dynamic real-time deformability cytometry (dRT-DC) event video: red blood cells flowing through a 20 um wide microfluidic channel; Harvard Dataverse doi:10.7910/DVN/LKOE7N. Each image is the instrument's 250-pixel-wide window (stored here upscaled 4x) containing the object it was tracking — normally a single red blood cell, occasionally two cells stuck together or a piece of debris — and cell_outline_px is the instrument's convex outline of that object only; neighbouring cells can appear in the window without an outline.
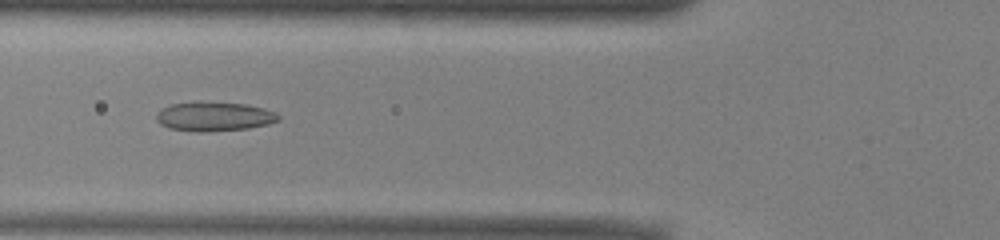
{"species": "common noctule bat (a hibernating species)", "species_latin": "Nyctalus noctula", "temperature_condition": "warm", "stored_images_in_passage": 40, "camera_frame_rate_fps": 3000, "um_per_image_px": 0.085, "animal": {"sex": "male", "body_mass_g": 13.0, "forearm_length_mm": 53.1}, "frame": {"image": 1, "passage_image": 7, "time_ms": 2.0, "image_size_px": [1000, 240], "cell_outline_px": [[280, 120], [268, 124], [248, 128], [204, 132], [196, 132], [168, 128], [160, 124], [156, 120], [156, 112], [160, 108], [168, 104], [200, 100], [248, 104], [264, 108], [276, 112], [280, 116]], "centroid_in_image_um": [18.16, 9.87], "position_along_channel_um": 107.6, "area_um2": 21.5}}
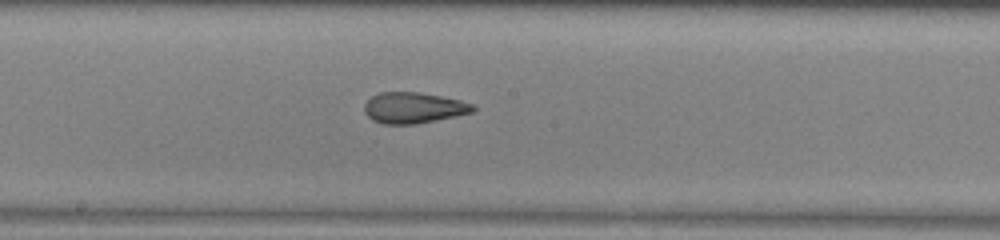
{"frame": {"image": 2, "passage_image": 15, "time_ms": 4.667, "image_size_px": [1000, 240], "cell_outline_px": [[476, 112], [416, 124], [384, 124], [372, 120], [364, 112], [364, 104], [372, 96], [380, 92], [416, 92], [440, 96], [460, 100], [472, 104], [476, 108]], "centroid_in_image_um": [35.16, 9.17], "position_along_channel_um": 213.0, "area_um2": 19.59}}
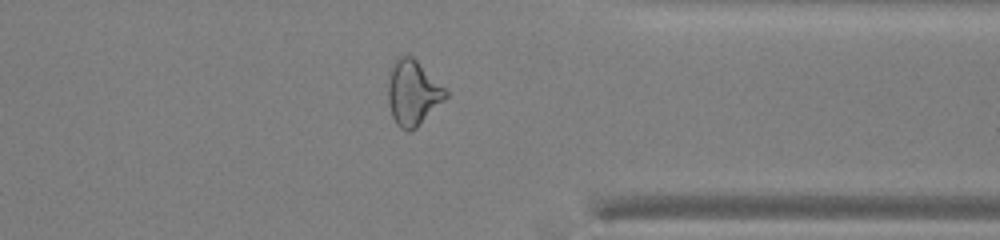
{"frame": {"image": 3, "passage_image": 28, "time_ms": 9.0, "image_size_px": [1000, 240], "cell_outline_px": [[448, 96], [412, 132], [404, 132], [396, 124], [392, 116], [388, 104], [388, 72], [396, 56], [408, 52], [448, 92]], "centroid_in_image_um": [35.04, 7.87], "position_along_channel_um": 376.4, "area_um2": 22.14}, "authors_computed_cell_mechanics": {"area_um2": 20.7213, "velocity_mm_per_s": 3.9534, "shape_relaxation_time_tau1_ms": null, "shape_relaxation_time_tau2_ms": 1.102, "deformation_change_tau1": null, "deformation_change_tau2": 0.0772}}